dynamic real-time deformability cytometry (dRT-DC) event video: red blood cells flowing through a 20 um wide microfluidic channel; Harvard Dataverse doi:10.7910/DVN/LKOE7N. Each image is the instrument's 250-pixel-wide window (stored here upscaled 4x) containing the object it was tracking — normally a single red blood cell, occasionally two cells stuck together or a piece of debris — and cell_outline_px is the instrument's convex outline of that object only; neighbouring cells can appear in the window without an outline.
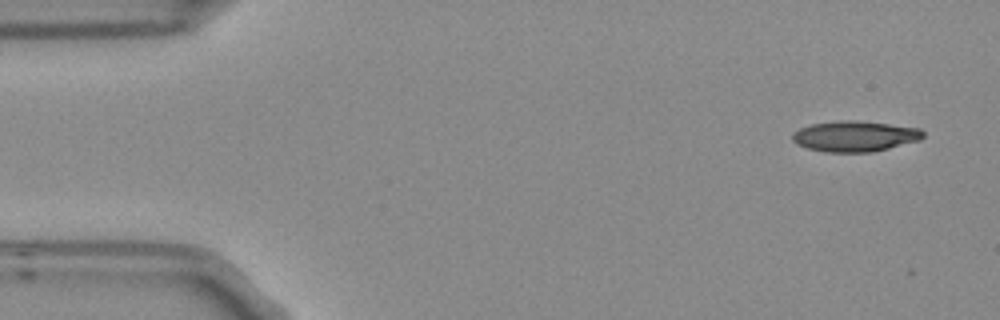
{"species": "Egyptian fruit bat (a non-hibernating species)", "species_latin": "Rousettus aegyptiacus", "temperature_condition": "room temperature", "stored_images_in_passage": 5, "camera_frame_rate_fps": 3000, "um_per_image_px": 0.085, "frame": {"image": 1, "passage_image": 1, "time_ms": 0.0, "image_size_px": [1000, 320], "cell_outline_px": [[924, 136], [920, 140], [872, 152], [824, 152], [808, 148], [796, 144], [792, 140], [792, 136], [800, 128], [812, 124], [848, 120], [888, 124], [920, 128], [924, 132]], "centroid_in_image_um": [72.67, 11.59], "position_along_channel_um": 12.3, "area_um2": 23.0}}
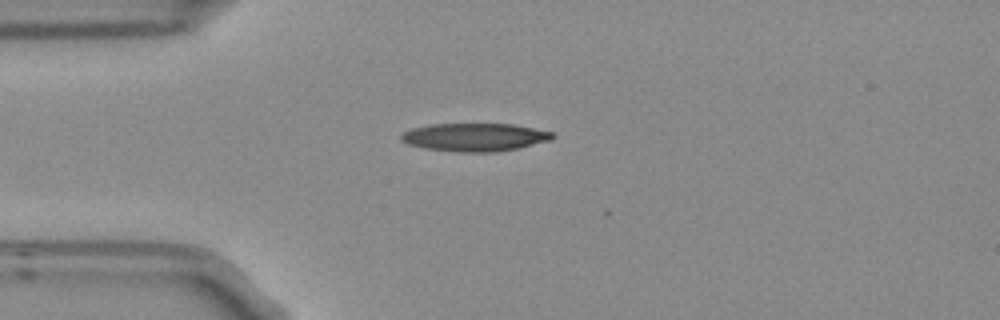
{"frame": {"image": 2, "passage_image": 4, "time_ms": 1.0, "image_size_px": [1000, 320], "cell_outline_px": [[556, 136], [552, 140], [520, 148], [496, 152], [456, 152], [424, 148], [408, 144], [400, 140], [400, 136], [404, 132], [412, 128], [432, 124], [512, 124], [552, 132]], "centroid_in_image_um": [40.37, 11.67], "position_along_channel_um": 44.6, "area_um2": 24.85}}